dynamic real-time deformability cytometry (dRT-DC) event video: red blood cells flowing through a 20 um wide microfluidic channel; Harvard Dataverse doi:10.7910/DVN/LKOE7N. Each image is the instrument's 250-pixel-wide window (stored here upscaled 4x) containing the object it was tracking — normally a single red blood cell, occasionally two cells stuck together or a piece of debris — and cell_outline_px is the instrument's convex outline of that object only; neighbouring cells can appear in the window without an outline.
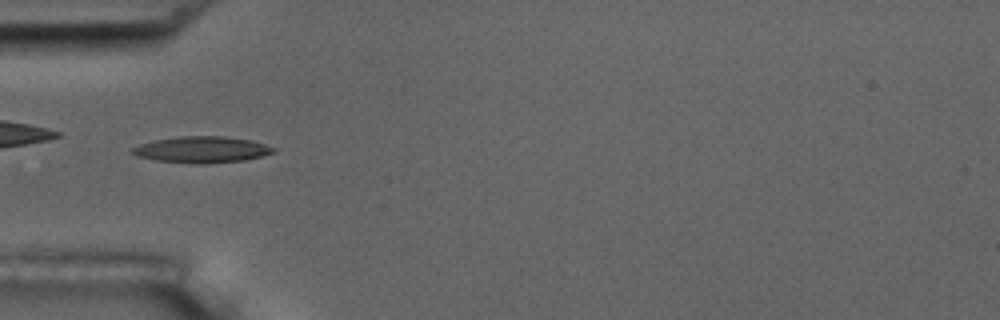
{"species": "common noctule bat (a hibernating species)", "species_latin": "Nyctalus noctula", "temperature_condition": "room temperature", "stored_images_in_passage": 6, "camera_frame_rate_fps": 3000, "um_per_image_px": 0.085, "animal": {"sex": "male", "body_mass_g": 17.5, "forearm_length_mm": 52.3}, "frame": {"image": 1, "passage_image": 6, "time_ms": 1.667, "image_size_px": [1000, 320], "cell_outline_px": [[276, 152], [244, 160], [208, 164], [196, 164], [156, 160], [136, 156], [132, 152], [132, 148], [140, 144], [156, 140], [180, 136], [224, 136], [252, 140], [276, 148]], "centroid_in_image_um": [17.18, 12.72], "position_along_channel_um": 67.8, "area_um2": 21.62}}